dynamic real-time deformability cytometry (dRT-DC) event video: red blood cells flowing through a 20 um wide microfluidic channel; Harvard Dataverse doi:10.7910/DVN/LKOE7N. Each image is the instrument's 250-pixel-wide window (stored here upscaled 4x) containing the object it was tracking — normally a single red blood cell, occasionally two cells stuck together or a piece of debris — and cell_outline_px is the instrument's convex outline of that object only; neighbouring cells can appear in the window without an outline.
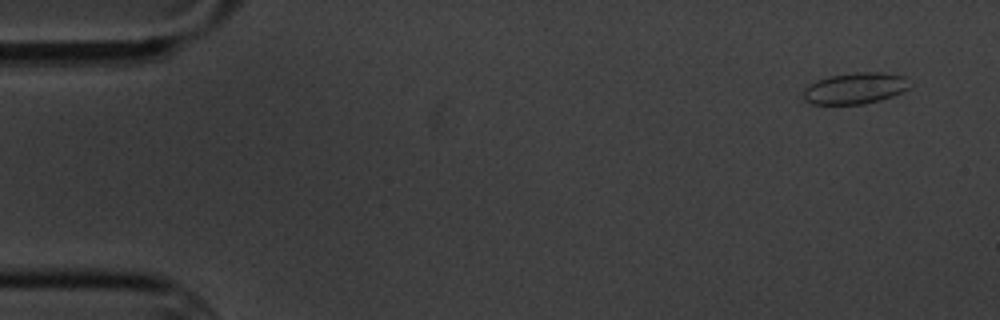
{"species": "common noctule bat (a hibernating species)", "species_latin": "Nyctalus noctula", "temperature_condition": "cold", "stored_images_in_passage": 4, "camera_frame_rate_fps": 3000, "um_per_image_px": 0.085, "animal": {"sex": "male", "body_mass_g": 20.1, "forearm_length_mm": 53.5}, "frame": {"image": 1, "passage_image": 1, "time_ms": 0.0, "image_size_px": [1000, 320], "cell_outline_px": [[908, 88], [892, 96], [880, 100], [864, 104], [812, 104], [804, 100], [804, 88], [808, 84], [816, 80], [828, 76], [856, 72], [880, 72], [904, 76]], "centroid_in_image_um": [72.61, 7.5], "position_along_channel_um": 12.4, "area_um2": 19.25}}